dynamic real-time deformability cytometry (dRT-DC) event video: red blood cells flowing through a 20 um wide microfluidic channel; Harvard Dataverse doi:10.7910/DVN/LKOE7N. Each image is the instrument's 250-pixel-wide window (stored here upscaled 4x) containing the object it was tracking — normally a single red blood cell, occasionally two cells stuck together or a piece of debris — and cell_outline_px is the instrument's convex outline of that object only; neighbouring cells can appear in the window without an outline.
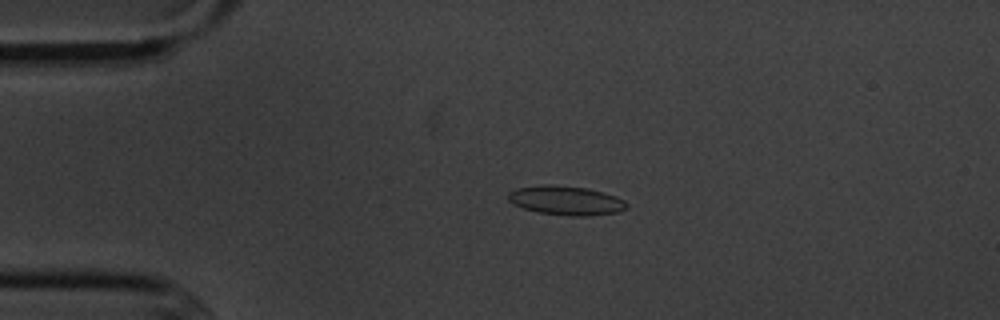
{"species": "common noctule bat (a hibernating species)", "species_latin": "Nyctalus noctula", "temperature_condition": "cold", "stored_images_in_passage": 4, "camera_frame_rate_fps": 3000, "um_per_image_px": 0.085, "animal": {"sex": "male", "body_mass_g": 20.1, "forearm_length_mm": 53.5}, "frame": {"image": 1, "passage_image": 3, "time_ms": 3.333, "image_size_px": [1000, 320], "cell_outline_px": [[628, 208], [620, 212], [588, 216], [572, 216], [540, 212], [524, 208], [512, 204], [508, 200], [508, 192], [516, 188], [544, 184], [548, 184], [588, 188], [616, 196], [624, 200], [628, 204]], "centroid_in_image_um": [48.13, 17.04], "position_along_channel_um": 36.9, "area_um2": 20.23}}